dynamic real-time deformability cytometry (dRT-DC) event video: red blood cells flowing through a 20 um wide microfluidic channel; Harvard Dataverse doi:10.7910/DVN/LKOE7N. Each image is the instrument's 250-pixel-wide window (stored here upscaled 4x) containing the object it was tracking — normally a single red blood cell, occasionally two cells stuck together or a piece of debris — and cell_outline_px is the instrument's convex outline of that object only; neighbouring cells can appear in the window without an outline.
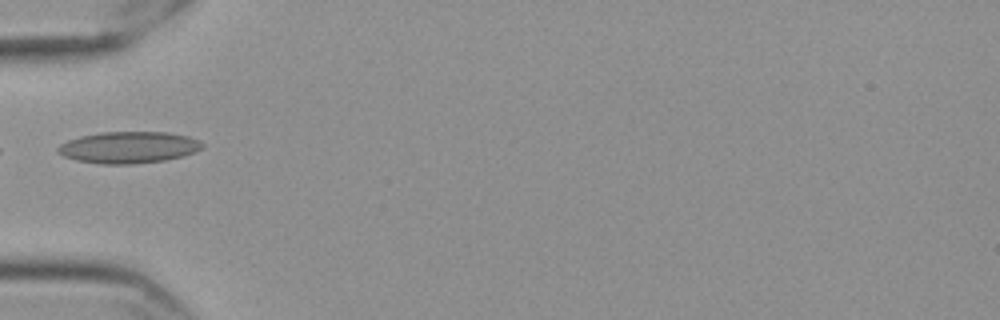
{"species": "Egyptian fruit bat (a non-hibernating species)", "species_latin": "Rousettus aegyptiacus", "temperature_condition": "cold", "stored_images_in_passage": 24, "camera_frame_rate_fps": 3000, "um_per_image_px": 0.085, "frame": {"image": 1, "passage_image": 1, "time_ms": 0.0, "image_size_px": [1000, 320], "cell_outline_px": [[204, 148], [184, 156], [164, 160], [132, 164], [100, 164], [76, 160], [64, 156], [56, 152], [56, 148], [60, 144], [68, 140], [80, 136], [100, 132], [168, 132], [188, 136], [200, 140], [204, 144]], "centroid_in_image_um": [10.94, 12.52], "position_along_channel_um": 74.1, "area_um2": 26.82}}
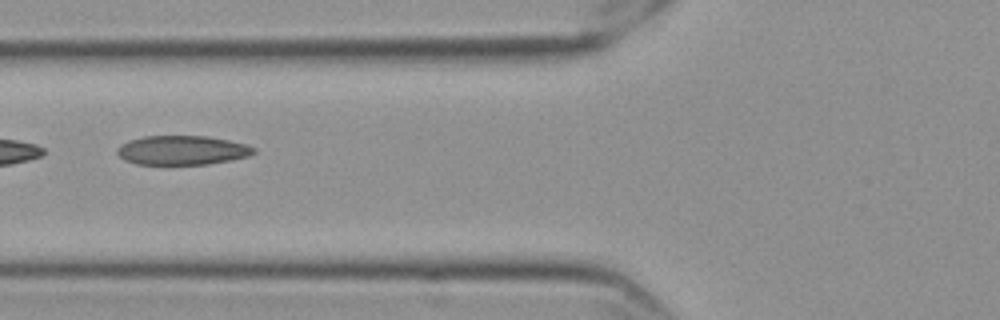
{"frame": {"image": 2, "passage_image": 4, "time_ms": 1.0, "image_size_px": [1000, 320], "cell_outline_px": [[256, 152], [248, 156], [232, 160], [208, 164], [136, 164], [124, 160], [116, 152], [116, 148], [120, 144], [128, 140], [144, 136], [208, 136], [248, 144], [256, 148]], "centroid_in_image_um": [15.49, 12.76], "position_along_channel_um": 110.3, "area_um2": 23.47}}
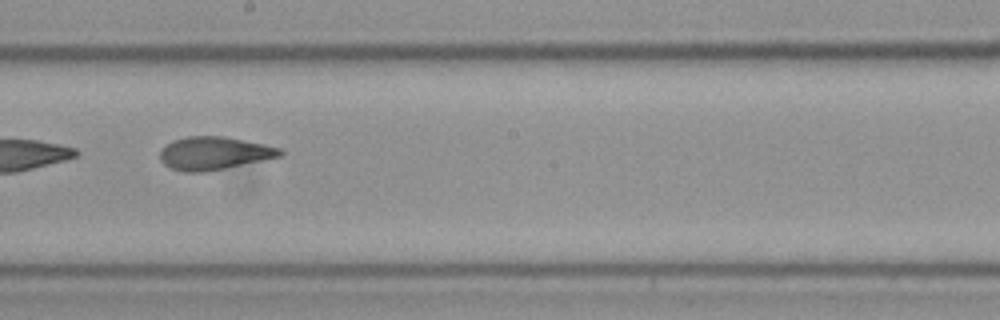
{"frame": {"image": 3, "passage_image": 14, "time_ms": 4.333, "image_size_px": [1000, 320], "cell_outline_px": [[284, 152], [280, 156], [224, 168], [204, 172], [184, 172], [172, 168], [164, 164], [160, 160], [160, 152], [172, 140], [188, 136], [224, 136], [264, 144], [280, 148]], "centroid_in_image_um": [18.18, 13.02], "position_along_channel_um": 230.0, "area_um2": 22.77}}